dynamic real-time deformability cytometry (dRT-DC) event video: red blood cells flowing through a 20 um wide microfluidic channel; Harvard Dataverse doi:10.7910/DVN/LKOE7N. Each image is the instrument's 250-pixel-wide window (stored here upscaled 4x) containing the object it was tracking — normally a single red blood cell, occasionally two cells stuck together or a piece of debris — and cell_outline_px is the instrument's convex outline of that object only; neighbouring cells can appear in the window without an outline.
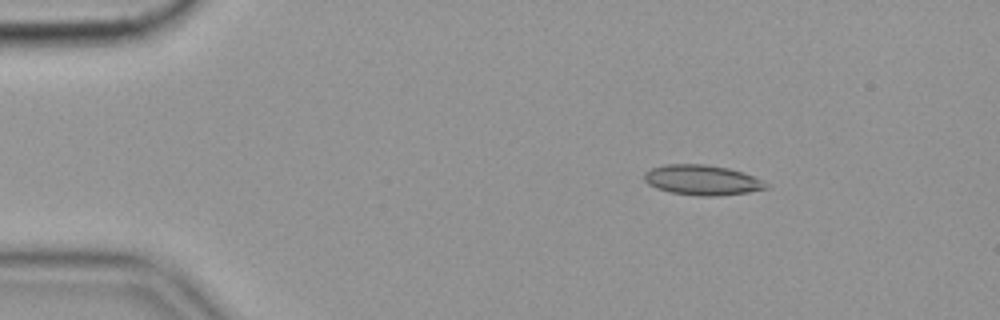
{"species": "common noctule bat (a hibernating species)", "species_latin": "Nyctalus noctula", "temperature_condition": "cold", "stored_images_in_passage": 56, "camera_frame_rate_fps": 3000, "um_per_image_px": 0.085, "animal": {"sex": "female", "body_mass_g": 19.9}, "frame": {"image": 1, "passage_image": 8, "time_ms": 2.333, "image_size_px": [1000, 320], "cell_outline_px": [[768, 188], [748, 192], [720, 196], [700, 196], [672, 192], [656, 188], [648, 184], [644, 180], [644, 172], [652, 168], [664, 164], [704, 164], [728, 168], [744, 172], [768, 184]], "centroid_in_image_um": [59.66, 15.3], "position_along_channel_um": 25.3, "area_um2": 21.33}}
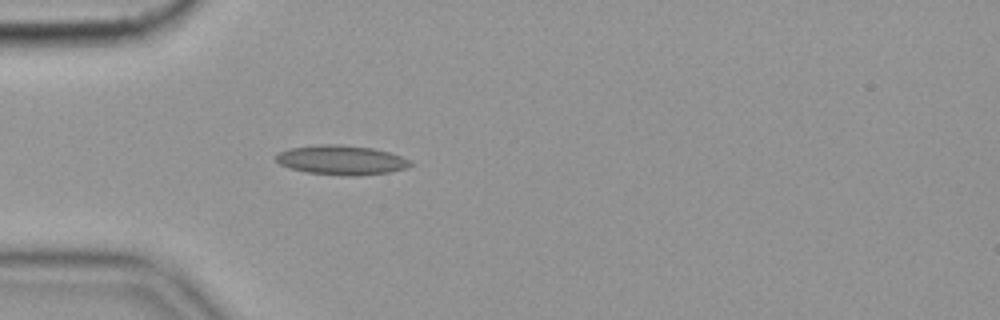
{"frame": {"image": 2, "passage_image": 16, "time_ms": 5.0, "image_size_px": [1000, 320], "cell_outline_px": [[412, 164], [408, 168], [392, 172], [356, 176], [344, 176], [308, 172], [292, 168], [280, 164], [276, 160], [276, 156], [280, 152], [292, 148], [320, 144], [340, 144], [372, 148], [388, 152], [400, 156], [408, 160]], "centroid_in_image_um": [29.06, 13.61], "position_along_channel_um": 55.9, "area_um2": 22.89}}
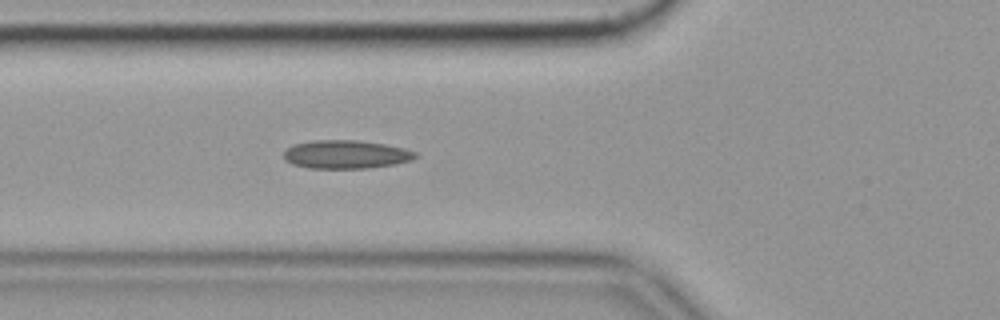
{"frame": {"image": 3, "passage_image": 20, "time_ms": 6.333, "image_size_px": [1000, 320], "cell_outline_px": [[416, 156], [412, 160], [396, 164], [368, 168], [308, 168], [292, 164], [284, 160], [284, 152], [292, 144], [312, 140], [356, 140], [384, 144], [404, 148], [416, 152]], "centroid_in_image_um": [29.38, 13.12], "position_along_channel_um": 96.4, "area_um2": 21.85}, "authors_computed_cell_mechanics": {"area_um2": 20.5768, "velocity_mm_per_s": 3.5467, "shape_relaxation_time_tau1_ms": null, "shape_relaxation_time_tau2_ms": 3.7254, "deformation_change_tau1": null, "deformation_change_tau2": 0.1169}}